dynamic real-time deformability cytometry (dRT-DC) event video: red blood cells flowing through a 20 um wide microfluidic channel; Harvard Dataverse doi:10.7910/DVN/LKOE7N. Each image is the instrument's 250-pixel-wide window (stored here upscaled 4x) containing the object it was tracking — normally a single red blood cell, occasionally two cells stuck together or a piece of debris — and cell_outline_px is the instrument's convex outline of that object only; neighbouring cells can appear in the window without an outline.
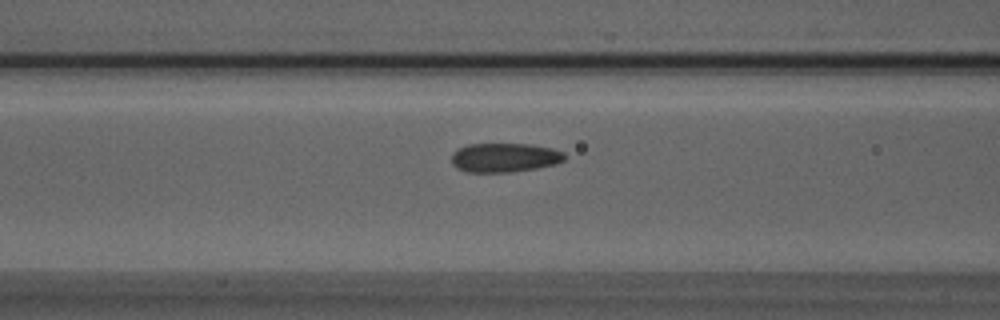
{"species": "Egyptian fruit bat (a non-hibernating species)", "species_latin": "Rousettus aegyptiacus", "temperature_condition": "room temperature", "stored_images_in_passage": 10, "camera_frame_rate_fps": 3000, "um_per_image_px": 0.085, "animal": {"sex": "male"}, "frame": {"image": 1, "passage_image": 5, "time_ms": 1.333, "image_size_px": [1000, 320], "cell_outline_px": [[564, 160], [556, 164], [536, 168], [508, 172], [468, 172], [456, 168], [452, 164], [452, 152], [456, 148], [468, 144], [532, 144], [552, 148], [564, 152]], "centroid_in_image_um": [42.86, 13.38], "position_along_channel_um": 123.7, "area_um2": 19.31}}
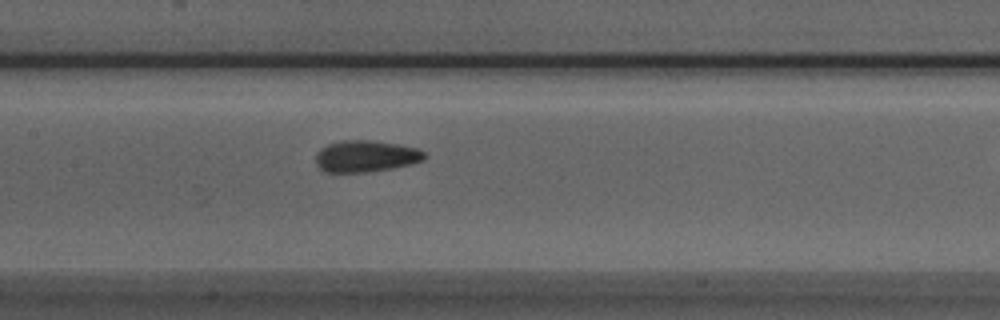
{"frame": {"image": 2, "passage_image": 9, "time_ms": 2.667, "image_size_px": [1000, 320], "cell_outline_px": [[428, 156], [424, 160], [412, 164], [392, 168], [364, 172], [324, 172], [316, 164], [316, 156], [320, 148], [328, 144], [344, 140], [372, 140], [396, 144], [416, 148], [424, 152]], "centroid_in_image_um": [31.1, 13.28], "position_along_channel_um": 176.3, "area_um2": 20.0}}